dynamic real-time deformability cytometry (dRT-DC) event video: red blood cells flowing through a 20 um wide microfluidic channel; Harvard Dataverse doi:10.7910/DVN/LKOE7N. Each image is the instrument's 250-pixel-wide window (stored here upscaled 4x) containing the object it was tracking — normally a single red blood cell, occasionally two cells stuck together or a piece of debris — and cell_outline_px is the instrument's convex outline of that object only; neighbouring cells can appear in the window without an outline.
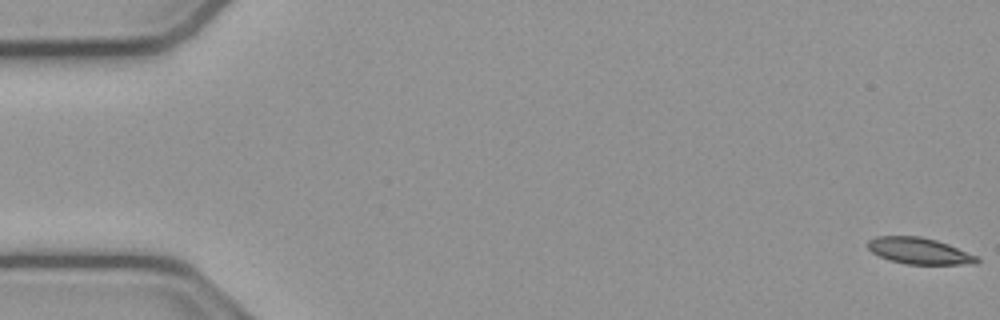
{"species": "common noctule bat (a hibernating species)", "species_latin": "Nyctalus noctula", "temperature_condition": "cold", "stored_images_in_passage": 54, "camera_frame_rate_fps": 3000, "um_per_image_px": 0.085, "animal": {"sex": "male", "body_mass_g": 23.1, "forearm_length_mm": 52.7}, "frame": {"image": 1, "passage_image": 1, "time_ms": 0.0, "image_size_px": [1000, 320], "cell_outline_px": [[980, 260], [976, 264], [904, 264], [888, 260], [872, 252], [868, 248], [868, 240], [876, 236], [920, 236], [936, 240], [948, 244], [980, 256]], "centroid_in_image_um": [78.17, 21.33], "position_along_channel_um": 6.8, "area_um2": 16.94}}
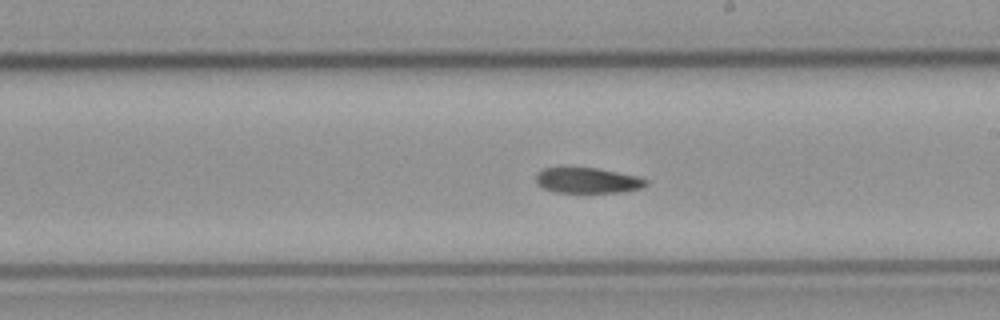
{"frame": {"image": 2, "passage_image": 31, "time_ms": 10.0, "image_size_px": [1000, 320], "cell_outline_px": [[648, 184], [640, 188], [624, 192], [556, 192], [540, 188], [536, 184], [536, 176], [544, 168], [596, 168], [636, 176], [648, 180]], "centroid_in_image_um": [49.93, 15.35], "position_along_channel_um": 239.1, "area_um2": 16.18}}
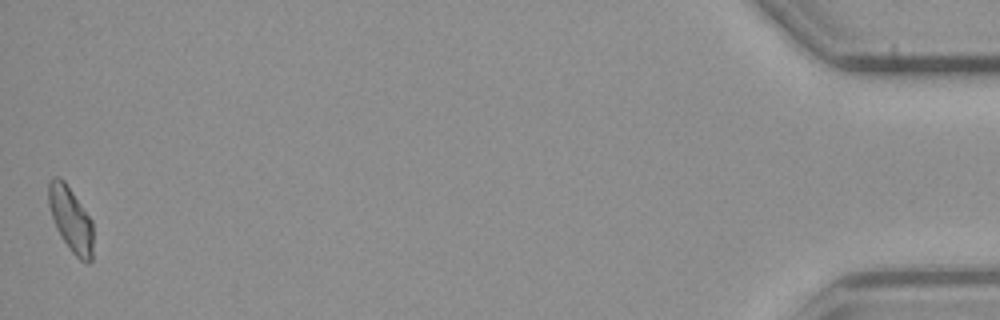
{"frame": {"image": 3, "passage_image": 54, "time_ms": 17.667, "image_size_px": [1000, 320], "cell_outline_px": [[92, 260], [88, 264], [80, 260], [72, 252], [60, 236], [52, 216], [48, 204], [48, 184], [52, 176], [60, 176], [64, 180], [92, 220]], "centroid_in_image_um": [6.01, 18.62], "position_along_channel_um": 429.2, "area_um2": 16.82}}